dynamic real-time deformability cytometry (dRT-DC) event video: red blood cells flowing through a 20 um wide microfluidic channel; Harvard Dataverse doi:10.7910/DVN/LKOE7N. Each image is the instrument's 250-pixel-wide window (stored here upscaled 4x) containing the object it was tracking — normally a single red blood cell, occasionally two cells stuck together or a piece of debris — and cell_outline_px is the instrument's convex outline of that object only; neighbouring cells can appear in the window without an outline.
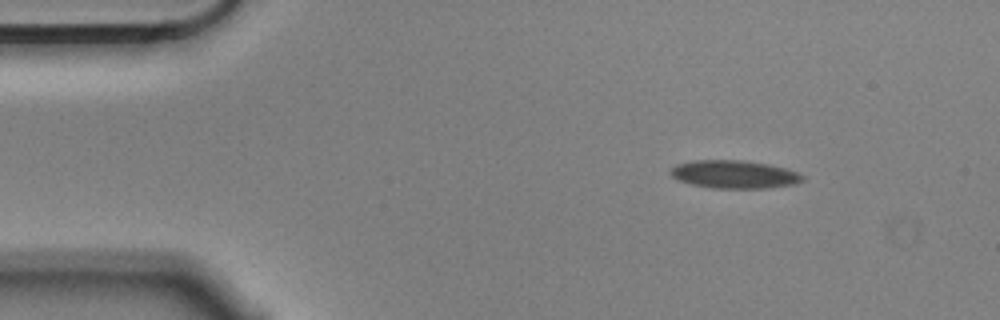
{"species": "Egyptian fruit bat (a non-hibernating species)", "species_latin": "Rousettus aegyptiacus", "temperature_condition": "cold", "stored_images_in_passage": 49, "camera_frame_rate_fps": 3000, "um_per_image_px": 0.085, "animal": {"sex": "male"}, "frame": {"image": 1, "passage_image": 1, "time_ms": 0.0, "image_size_px": [1000, 320], "cell_outline_px": [[804, 180], [796, 184], [768, 188], [712, 188], [692, 184], [676, 180], [668, 172], [676, 164], [692, 160], [740, 160], [768, 164], [784, 168], [796, 172], [804, 176]], "centroid_in_image_um": [62.38, 14.82], "position_along_channel_um": 22.6, "area_um2": 21.62}}
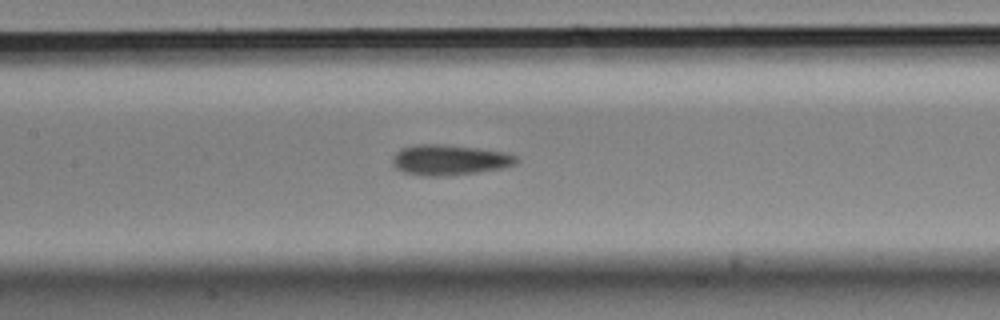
{"frame": {"image": 2, "passage_image": 19, "time_ms": 6.0, "image_size_px": [1000, 320], "cell_outline_px": [[520, 160], [516, 164], [500, 168], [476, 172], [444, 176], [424, 176], [404, 172], [396, 168], [392, 164], [392, 156], [400, 148], [416, 144], [444, 144], [476, 148], [504, 152], [516, 156]], "centroid_in_image_um": [38.16, 13.58], "position_along_channel_um": 169.2, "area_um2": 21.96}}
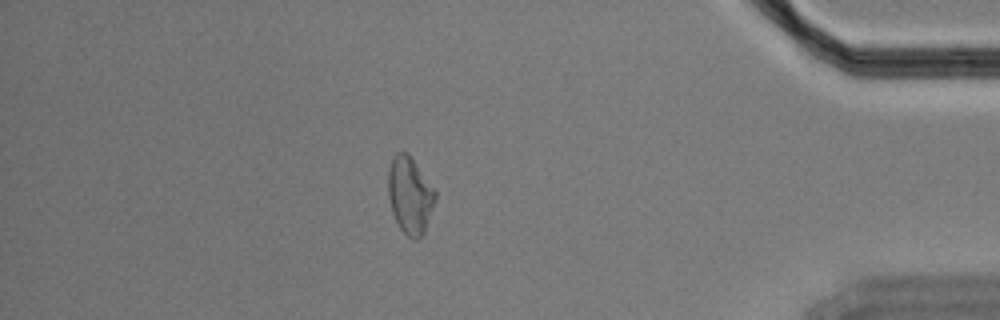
{"frame": {"image": 3, "passage_image": 42, "time_ms": 13.667, "image_size_px": [1000, 320], "cell_outline_px": [[436, 200], [424, 232], [416, 240], [412, 240], [400, 228], [392, 212], [388, 196], [388, 172], [392, 160], [396, 152], [408, 152], [436, 192]], "centroid_in_image_um": [34.84, 16.6], "position_along_channel_um": 400.4, "area_um2": 20.92}, "authors_computed_cell_mechanics": {"area_um2": 21.2126, "velocity_mm_per_s": 3.5466, "shape_relaxation_time_tau1_ms": null, "shape_relaxation_time_tau2_ms": 4.3609, "deformation_change_tau1": null, "deformation_change_tau2": 0.1155}}